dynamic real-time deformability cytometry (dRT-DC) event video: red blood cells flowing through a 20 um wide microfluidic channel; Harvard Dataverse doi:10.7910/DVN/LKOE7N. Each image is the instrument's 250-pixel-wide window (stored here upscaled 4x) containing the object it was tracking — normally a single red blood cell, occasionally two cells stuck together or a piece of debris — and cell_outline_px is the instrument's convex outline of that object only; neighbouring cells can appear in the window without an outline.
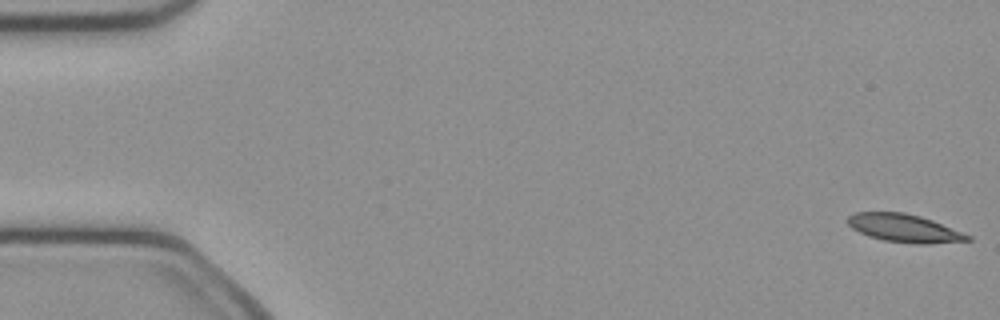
{"species": "common noctule bat (a hibernating species)", "species_latin": "Nyctalus noctula", "temperature_condition": "cold", "stored_images_in_passage": 51, "camera_frame_rate_fps": 3000, "um_per_image_px": 0.085, "animal": {"sex": "female", "body_mass_g": 21.9}, "frame": {"image": 1, "passage_image": 1, "time_ms": 0.0, "image_size_px": [1000, 320], "cell_outline_px": [[972, 240], [924, 244], [916, 244], [884, 240], [868, 236], [852, 228], [848, 224], [848, 216], [856, 212], [904, 212], [920, 216], [932, 220], [972, 236]], "centroid_in_image_um": [76.86, 19.39], "position_along_channel_um": 8.1, "area_um2": 19.42}}
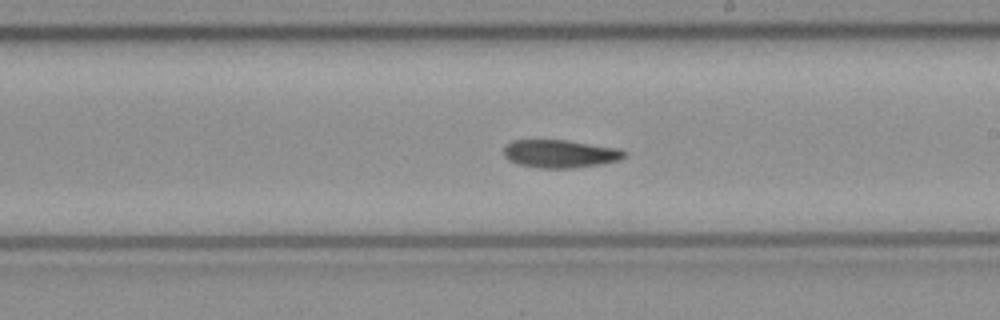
{"frame": {"image": 2, "passage_image": 29, "time_ms": 9.333, "image_size_px": [1000, 320], "cell_outline_px": [[628, 152], [620, 160], [600, 164], [572, 168], [540, 168], [520, 164], [508, 160], [504, 156], [504, 148], [512, 140], [568, 140], [620, 148]], "centroid_in_image_um": [47.64, 13.06], "position_along_channel_um": 241.4, "area_um2": 19.71}}
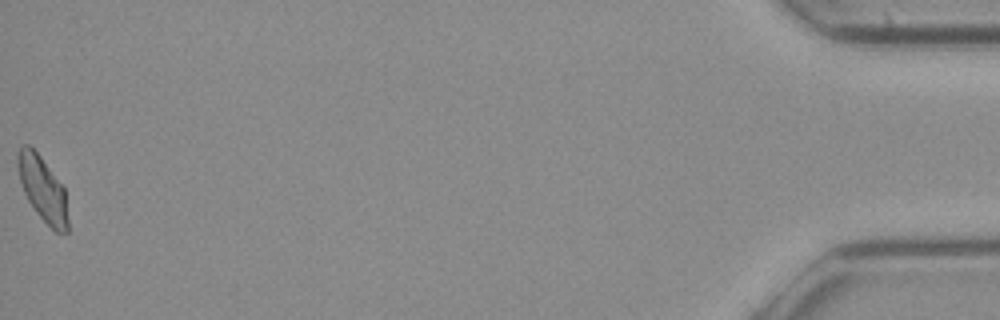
{"frame": {"image": 3, "passage_image": 51, "time_ms": 16.667, "image_size_px": [1000, 320], "cell_outline_px": [[68, 232], [56, 232], [36, 212], [28, 200], [24, 192], [20, 180], [16, 164], [16, 152], [24, 144], [28, 144], [40, 156], [64, 188], [68, 220]], "centroid_in_image_um": [3.6, 16.04], "position_along_channel_um": 431.6, "area_um2": 18.67}}